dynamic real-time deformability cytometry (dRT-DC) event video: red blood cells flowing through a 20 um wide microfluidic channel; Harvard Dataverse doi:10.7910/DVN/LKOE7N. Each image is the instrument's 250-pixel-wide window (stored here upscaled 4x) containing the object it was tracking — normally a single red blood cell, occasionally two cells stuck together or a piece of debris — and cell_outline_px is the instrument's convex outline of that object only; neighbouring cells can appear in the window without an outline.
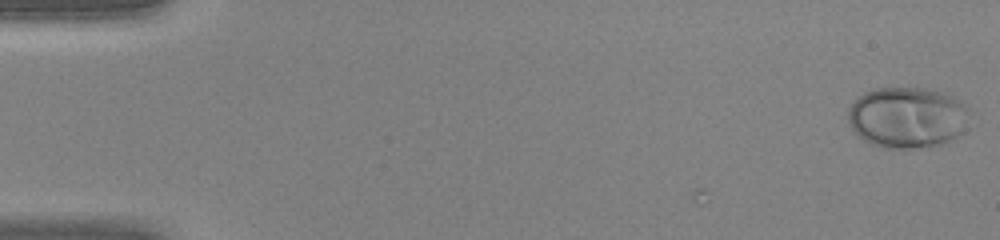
{"species": "human", "species_latin": "Homo sapiens", "temperature_condition": "warm", "stored_images_in_passage": 45, "camera_frame_rate_fps": 3000, "um_per_image_px": 0.085, "donor": {"sex": "female"}, "frame": {"image": 1, "passage_image": 1, "time_ms": 0.0, "image_size_px": [1000, 240], "cell_outline_px": [[972, 112], [968, 128], [964, 132], [940, 144], [912, 148], [884, 148], [872, 144], [856, 136], [848, 120], [848, 108], [856, 96], [872, 88], [924, 88], [940, 92], [952, 96], [960, 100]], "centroid_in_image_um": [77.13, 9.97], "position_along_channel_um": 7.9, "area_um2": 43.87}}
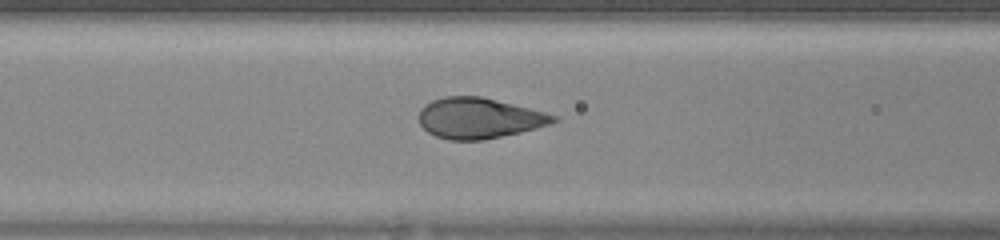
{"frame": {"image": 2, "passage_image": 19, "time_ms": 6.0, "image_size_px": [1000, 240], "cell_outline_px": [[560, 120], [536, 128], [520, 132], [484, 140], [448, 140], [436, 136], [428, 132], [420, 124], [416, 116], [420, 108], [424, 104], [432, 100], [444, 96], [480, 96], [560, 116]], "centroid_in_image_um": [40.67, 10.04], "position_along_channel_um": 125.9, "area_um2": 31.96}}
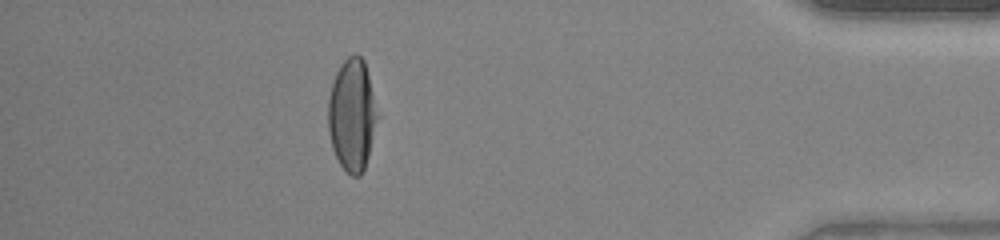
{"frame": {"image": 3, "passage_image": 40, "time_ms": 13.0, "image_size_px": [1000, 240], "cell_outline_px": [[376, 120], [368, 156], [364, 168], [360, 176], [352, 176], [340, 164], [332, 148], [328, 132], [328, 100], [332, 84], [336, 72], [340, 64], [348, 56], [360, 56], [364, 60], [368, 76], [376, 112]], "centroid_in_image_um": [29.88, 9.78], "position_along_channel_um": 405.3, "area_um2": 31.33}}